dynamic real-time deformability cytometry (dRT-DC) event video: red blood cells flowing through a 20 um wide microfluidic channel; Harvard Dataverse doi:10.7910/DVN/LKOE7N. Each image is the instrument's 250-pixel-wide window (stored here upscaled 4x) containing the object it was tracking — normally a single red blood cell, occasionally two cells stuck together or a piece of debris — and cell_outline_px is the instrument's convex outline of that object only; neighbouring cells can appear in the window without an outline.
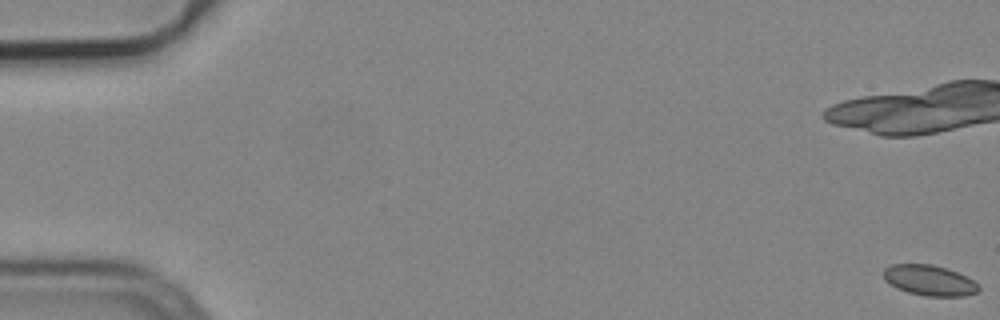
{"species": "common noctule bat (a hibernating species)", "species_latin": "Nyctalus noctula", "temperature_condition": "cold", "stored_images_in_passage": 54, "camera_frame_rate_fps": 3000, "um_per_image_px": 0.085, "animal": {"sex": "male", "body_mass_g": 19.2, "forearm_length_mm": 51.8}, "frame": {"image": 1, "passage_image": 1, "time_ms": 0.0, "image_size_px": [1000, 320], "cell_outline_px": [[980, 288], [976, 292], [964, 296], [924, 296], [908, 292], [896, 288], [884, 280], [884, 268], [892, 264], [932, 264], [948, 268], [972, 280]], "centroid_in_image_um": [78.96, 23.82], "position_along_channel_um": 6.0, "area_um2": 16.82}}